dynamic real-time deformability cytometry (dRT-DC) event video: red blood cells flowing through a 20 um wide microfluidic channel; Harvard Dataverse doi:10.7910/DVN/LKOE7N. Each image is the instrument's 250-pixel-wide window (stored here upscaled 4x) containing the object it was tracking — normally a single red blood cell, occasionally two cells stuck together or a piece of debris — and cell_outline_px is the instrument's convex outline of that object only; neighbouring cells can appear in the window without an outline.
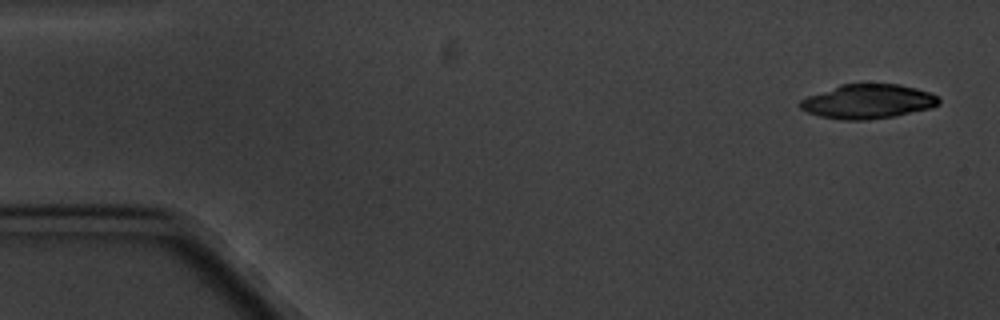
{"species": "common noctule bat (a hibernating species)", "species_latin": "Nyctalus noctula", "temperature_condition": "cold", "stored_images_in_passage": 5, "camera_frame_rate_fps": 3000, "um_per_image_px": 0.085, "animal": {"sex": "male", "body_mass_g": 20.1, "forearm_length_mm": 53.5}, "frame": {"image": 1, "passage_image": 1, "time_ms": 0.0, "image_size_px": [1000, 320], "cell_outline_px": [[940, 104], [932, 108], [892, 116], [868, 120], [844, 120], [820, 116], [808, 112], [800, 108], [800, 100], [808, 96], [840, 84], [900, 84], [916, 88], [928, 92], [936, 96], [940, 100]], "centroid_in_image_um": [73.78, 8.62], "position_along_channel_um": 11.2, "area_um2": 27.57}}